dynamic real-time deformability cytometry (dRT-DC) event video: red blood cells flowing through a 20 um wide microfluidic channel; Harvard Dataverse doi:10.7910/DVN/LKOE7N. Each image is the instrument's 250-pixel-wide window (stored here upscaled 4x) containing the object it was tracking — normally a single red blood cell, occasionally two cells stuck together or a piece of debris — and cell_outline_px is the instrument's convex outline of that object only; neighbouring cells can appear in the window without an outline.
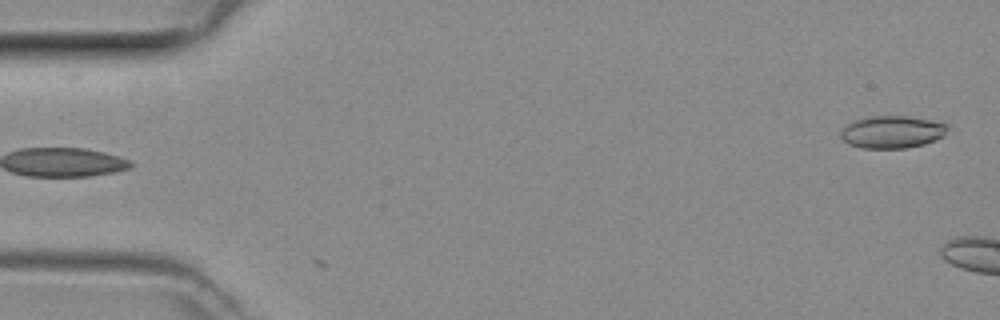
{"species": "common noctule bat (a hibernating species)", "species_latin": "Nyctalus noctula", "temperature_condition": "room temperature", "stored_images_in_passage": 4, "camera_frame_rate_fps": 3000, "um_per_image_px": 0.085, "animal": {"sex": "female", "body_mass_g": 29.2, "forearm_length_mm": 56.3}, "frame": {"image": 1, "passage_image": 1, "time_ms": 0.0, "image_size_px": [1000, 320], "cell_outline_px": [[948, 128], [944, 136], [936, 140], [924, 144], [904, 148], [860, 148], [848, 144], [840, 136], [840, 132], [852, 120], [864, 116], [908, 116], [940, 120], [948, 124]], "centroid_in_image_um": [75.86, 11.2], "position_along_channel_um": 9.1, "area_um2": 20.63}}
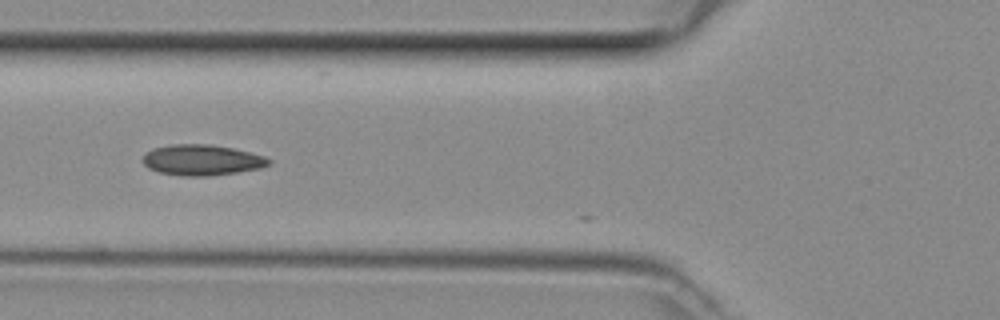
{"frame": {"image": 2, "passage_image": 3, "time_ms": 0.667, "image_size_px": [1000, 320], "cell_outline_px": [[272, 164], [260, 168], [236, 172], [208, 176], [180, 176], [160, 172], [148, 168], [144, 164], [144, 156], [152, 148], [172, 144], [208, 144], [232, 148], [264, 156], [272, 160]], "centroid_in_image_um": [17.17, 13.6], "position_along_channel_um": 108.6, "area_um2": 22.43}}